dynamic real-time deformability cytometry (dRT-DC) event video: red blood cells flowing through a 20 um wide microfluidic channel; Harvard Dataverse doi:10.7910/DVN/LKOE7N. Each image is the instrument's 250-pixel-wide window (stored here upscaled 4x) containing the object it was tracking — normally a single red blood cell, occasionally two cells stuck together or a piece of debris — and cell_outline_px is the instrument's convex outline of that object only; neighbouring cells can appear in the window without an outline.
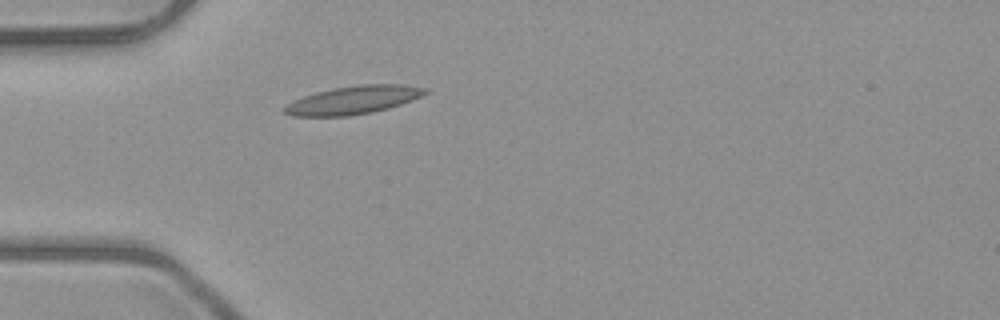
{"species": "common noctule bat (a hibernating species)", "species_latin": "Nyctalus noctula", "temperature_condition": "room temperature", "stored_images_in_passage": 3, "camera_frame_rate_fps": 3000, "um_per_image_px": 0.085, "animal": {"sex": "male", "body_mass_g": 23.1, "forearm_length_mm": 52.7}, "frame": {"image": 1, "passage_image": 3, "time_ms": 2.333, "image_size_px": [1000, 320], "cell_outline_px": [[428, 92], [420, 96], [400, 104], [388, 108], [372, 112], [348, 116], [292, 116], [284, 112], [280, 108], [292, 100], [316, 92], [332, 88], [360, 84], [404, 84], [428, 88]], "centroid_in_image_um": [29.99, 8.49], "position_along_channel_um": 55.0, "area_um2": 23.18}}